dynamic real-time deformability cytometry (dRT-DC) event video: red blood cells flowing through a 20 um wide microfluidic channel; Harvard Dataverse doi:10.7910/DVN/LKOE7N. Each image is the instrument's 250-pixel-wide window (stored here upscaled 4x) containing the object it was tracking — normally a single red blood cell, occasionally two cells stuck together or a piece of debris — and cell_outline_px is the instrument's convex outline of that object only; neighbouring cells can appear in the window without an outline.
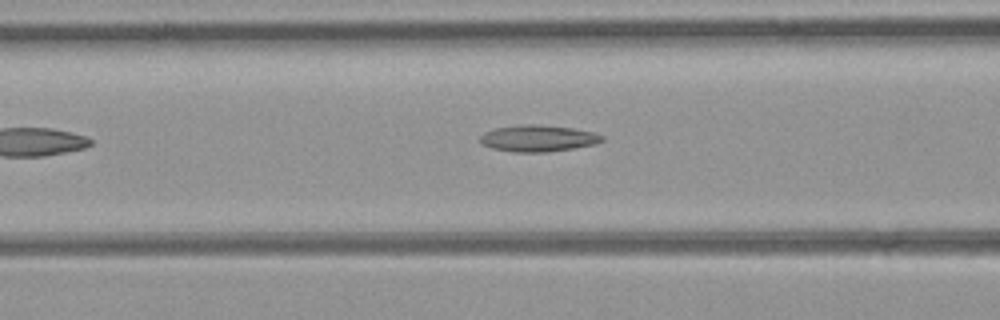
{"species": "common noctule bat (a hibernating species)", "species_latin": "Nyctalus noctula", "temperature_condition": "room temperature", "stored_images_in_passage": 24, "camera_frame_rate_fps": 3000, "um_per_image_px": 0.085, "animal": {"sex": "female", "body_mass_g": 21.9}, "frame": {"image": 1, "passage_image": 5, "time_ms": 1.333, "image_size_px": [1000, 320], "cell_outline_px": [[604, 140], [596, 144], [548, 152], [512, 152], [492, 148], [480, 144], [480, 136], [484, 132], [496, 128], [524, 124], [536, 124], [572, 128], [592, 132], [604, 136]], "centroid_in_image_um": [45.72, 11.76], "position_along_channel_um": 120.9, "area_um2": 18.84}}
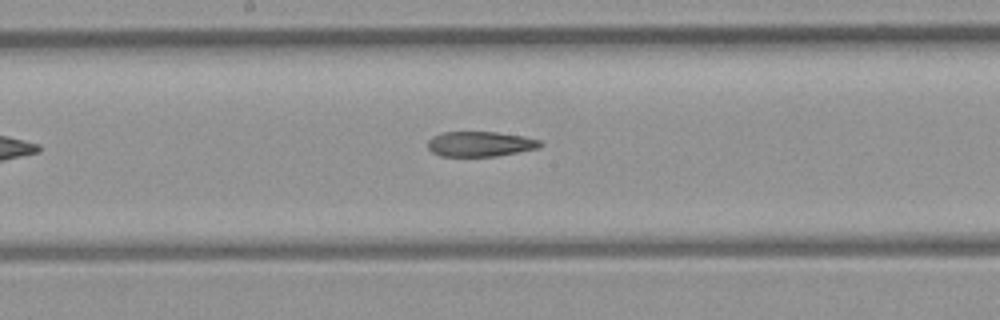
{"frame": {"image": 2, "passage_image": 11, "time_ms": 3.333, "image_size_px": [1000, 320], "cell_outline_px": [[544, 144], [540, 148], [496, 156], [440, 156], [432, 152], [428, 148], [428, 140], [432, 136], [444, 132], [496, 132], [524, 136], [540, 140]], "centroid_in_image_um": [40.83, 12.24], "position_along_channel_um": 207.4, "area_um2": 16.53}}
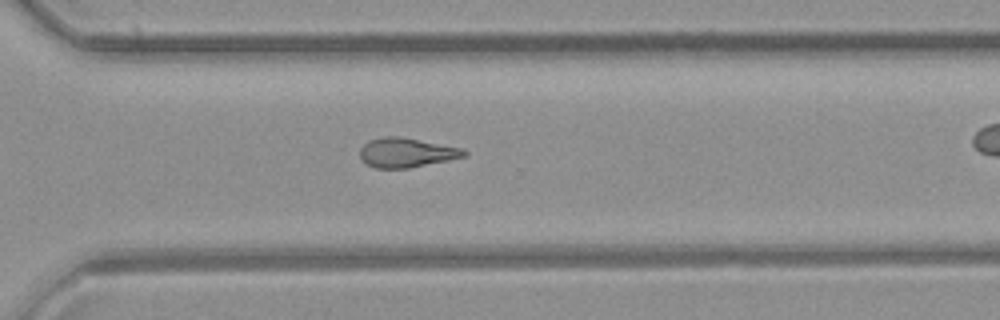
{"frame": {"image": 3, "passage_image": 20, "time_ms": 6.333, "image_size_px": [1000, 320], "cell_outline_px": [[468, 152], [464, 156], [448, 160], [408, 168], [376, 168], [360, 160], [360, 148], [364, 144], [372, 140], [384, 136], [400, 136], [464, 148]], "centroid_in_image_um": [34.55, 12.96], "position_along_channel_um": 336.1, "area_um2": 17.8}}